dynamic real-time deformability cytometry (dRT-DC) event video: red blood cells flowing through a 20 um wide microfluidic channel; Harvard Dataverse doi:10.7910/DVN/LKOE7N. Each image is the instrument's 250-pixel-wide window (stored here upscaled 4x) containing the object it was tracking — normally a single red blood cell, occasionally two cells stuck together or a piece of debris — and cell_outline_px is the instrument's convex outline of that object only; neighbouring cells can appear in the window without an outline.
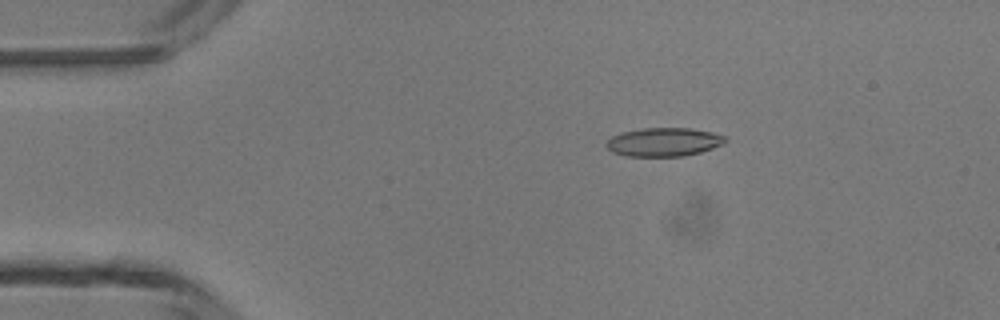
{"species": "common noctule bat (a hibernating species)", "species_latin": "Nyctalus noctula", "temperature_condition": "room temperature", "stored_images_in_passage": 5, "camera_frame_rate_fps": 3000, "um_per_image_px": 0.085, "animal": {"sex": "male", "body_mass_g": 13.3}, "frame": {"image": 1, "passage_image": 3, "time_ms": 2.333, "image_size_px": [1000, 320], "cell_outline_px": [[728, 140], [724, 144], [700, 152], [684, 156], [624, 156], [612, 152], [604, 144], [612, 136], [624, 132], [644, 128], [692, 128], [712, 132], [728, 136]], "centroid_in_image_um": [56.46, 12.07], "position_along_channel_um": 28.5, "area_um2": 19.94}}
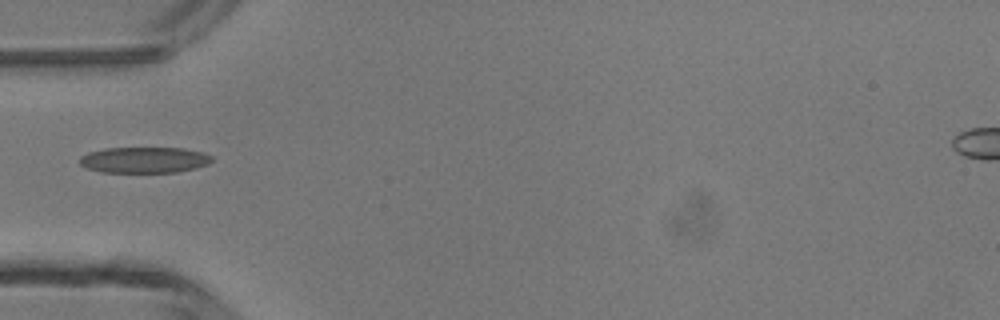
{"frame": {"image": 2, "passage_image": 5, "time_ms": 4.667, "image_size_px": [1000, 320], "cell_outline_px": [[212, 160], [208, 164], [196, 168], [176, 172], [100, 172], [88, 168], [80, 164], [80, 156], [88, 152], [104, 148], [184, 148], [204, 152], [212, 156]], "centroid_in_image_um": [12.27, 13.59], "position_along_channel_um": 72.7, "area_um2": 20.06}}